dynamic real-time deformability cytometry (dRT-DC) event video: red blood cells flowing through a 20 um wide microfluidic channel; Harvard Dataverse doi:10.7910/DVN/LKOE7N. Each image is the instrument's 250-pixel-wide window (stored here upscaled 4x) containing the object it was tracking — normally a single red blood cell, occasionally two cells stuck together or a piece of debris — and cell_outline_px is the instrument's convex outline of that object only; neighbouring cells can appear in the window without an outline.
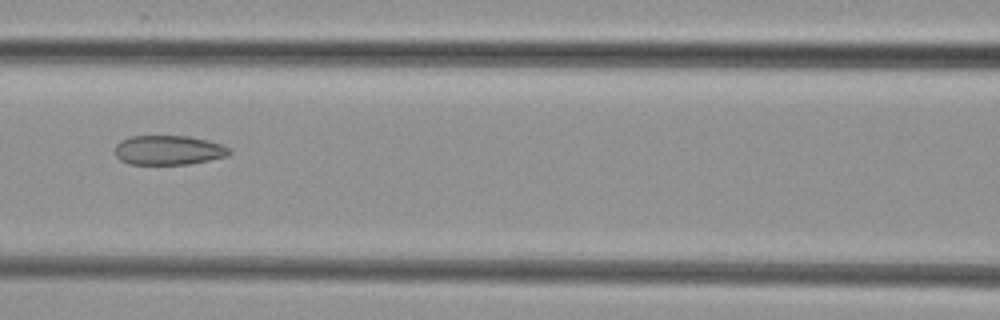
{"species": "common noctule bat (a hibernating species)", "species_latin": "Nyctalus noctula", "temperature_condition": "cold", "stored_images_in_passage": 4, "camera_frame_rate_fps": 3000, "um_per_image_px": 0.085, "animal": {"sex": "female", "body_mass_g": 29.2, "forearm_length_mm": 56.3}, "frame": {"image": 1, "passage_image": 4, "time_ms": 3.333, "image_size_px": [1000, 320], "cell_outline_px": [[232, 152], [228, 156], [188, 164], [128, 164], [120, 160], [116, 156], [116, 144], [120, 140], [132, 136], [188, 136], [208, 140], [220, 144], [228, 148]], "centroid_in_image_um": [14.31, 12.76], "position_along_channel_um": 152.3, "area_um2": 19.59}}